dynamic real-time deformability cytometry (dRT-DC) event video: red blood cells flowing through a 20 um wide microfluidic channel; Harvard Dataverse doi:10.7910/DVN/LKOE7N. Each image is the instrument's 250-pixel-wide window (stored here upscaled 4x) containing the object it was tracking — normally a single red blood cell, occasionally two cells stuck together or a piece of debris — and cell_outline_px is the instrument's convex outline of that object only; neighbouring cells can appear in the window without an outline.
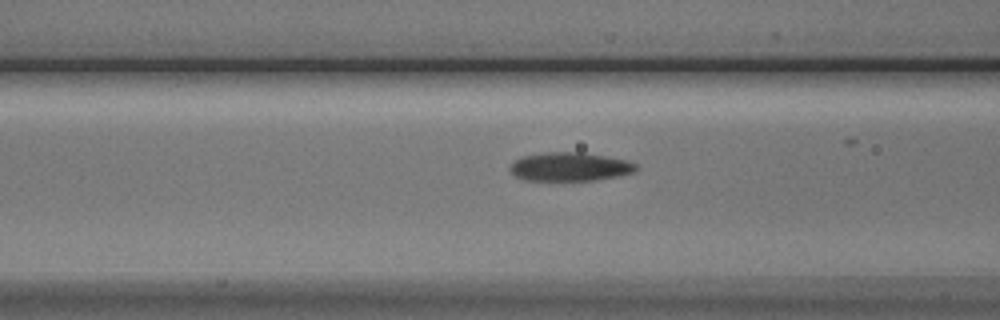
{"species": "Egyptian fruit bat (a non-hibernating species)", "species_latin": "Rousettus aegyptiacus", "temperature_condition": "cold", "stored_images_in_passage": 15, "camera_frame_rate_fps": 3000, "um_per_image_px": 0.085, "animal": {"sex": "male"}, "frame": {"image": 1, "passage_image": 9, "time_ms": 2.667, "image_size_px": [1000, 320], "cell_outline_px": [[636, 172], [620, 176], [596, 180], [524, 180], [516, 176], [508, 168], [516, 160], [524, 156], [548, 152], [584, 152], [624, 160], [636, 164]], "centroid_in_image_um": [48.46, 14.18], "position_along_channel_um": 118.1, "area_um2": 20.87}}
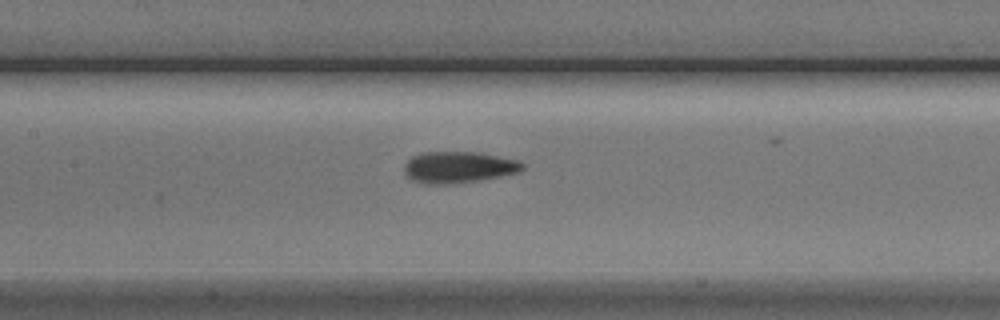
{"frame": {"image": 2, "passage_image": 13, "time_ms": 4.0, "image_size_px": [1000, 320], "cell_outline_px": [[524, 168], [520, 172], [480, 180], [452, 184], [424, 184], [412, 180], [404, 172], [404, 164], [412, 156], [420, 152], [480, 152], [516, 160], [524, 164]], "centroid_in_image_um": [38.95, 14.21], "position_along_channel_um": 168.4, "area_um2": 21.79}}